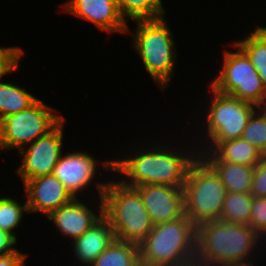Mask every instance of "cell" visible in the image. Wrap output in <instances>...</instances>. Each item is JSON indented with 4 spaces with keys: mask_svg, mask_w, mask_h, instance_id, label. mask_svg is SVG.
I'll return each instance as SVG.
<instances>
[{
    "mask_svg": "<svg viewBox=\"0 0 266 266\" xmlns=\"http://www.w3.org/2000/svg\"><path fill=\"white\" fill-rule=\"evenodd\" d=\"M145 151L127 159L105 161L103 168L122 173L128 180L130 177V182H121L131 188L146 184L183 187L195 157L180 155L166 148Z\"/></svg>",
    "mask_w": 266,
    "mask_h": 266,
    "instance_id": "1",
    "label": "cell"
},
{
    "mask_svg": "<svg viewBox=\"0 0 266 266\" xmlns=\"http://www.w3.org/2000/svg\"><path fill=\"white\" fill-rule=\"evenodd\" d=\"M260 238L250 225L220 219L203 223L197 227L195 260L205 266L248 262Z\"/></svg>",
    "mask_w": 266,
    "mask_h": 266,
    "instance_id": "2",
    "label": "cell"
},
{
    "mask_svg": "<svg viewBox=\"0 0 266 266\" xmlns=\"http://www.w3.org/2000/svg\"><path fill=\"white\" fill-rule=\"evenodd\" d=\"M197 227L183 217L153 225L138 245L141 266H181L196 258Z\"/></svg>",
    "mask_w": 266,
    "mask_h": 266,
    "instance_id": "3",
    "label": "cell"
},
{
    "mask_svg": "<svg viewBox=\"0 0 266 266\" xmlns=\"http://www.w3.org/2000/svg\"><path fill=\"white\" fill-rule=\"evenodd\" d=\"M103 201V216L109 221L115 239L139 245L153 228L140 194L120 182L97 183Z\"/></svg>",
    "mask_w": 266,
    "mask_h": 266,
    "instance_id": "4",
    "label": "cell"
},
{
    "mask_svg": "<svg viewBox=\"0 0 266 266\" xmlns=\"http://www.w3.org/2000/svg\"><path fill=\"white\" fill-rule=\"evenodd\" d=\"M200 156L190 165L183 185L184 213L196 227L221 219L227 194L220 177Z\"/></svg>",
    "mask_w": 266,
    "mask_h": 266,
    "instance_id": "5",
    "label": "cell"
},
{
    "mask_svg": "<svg viewBox=\"0 0 266 266\" xmlns=\"http://www.w3.org/2000/svg\"><path fill=\"white\" fill-rule=\"evenodd\" d=\"M165 19L136 20L133 47L140 55L157 86L166 89L174 70L176 52L173 36Z\"/></svg>",
    "mask_w": 266,
    "mask_h": 266,
    "instance_id": "6",
    "label": "cell"
},
{
    "mask_svg": "<svg viewBox=\"0 0 266 266\" xmlns=\"http://www.w3.org/2000/svg\"><path fill=\"white\" fill-rule=\"evenodd\" d=\"M234 46L238 47L237 52L224 53L221 72L210 86L217 92L254 104L259 109L266 103L261 79L247 54L235 43Z\"/></svg>",
    "mask_w": 266,
    "mask_h": 266,
    "instance_id": "7",
    "label": "cell"
},
{
    "mask_svg": "<svg viewBox=\"0 0 266 266\" xmlns=\"http://www.w3.org/2000/svg\"><path fill=\"white\" fill-rule=\"evenodd\" d=\"M63 119L37 99L27 109L0 120V149L18 148L20 151L25 145L47 135Z\"/></svg>",
    "mask_w": 266,
    "mask_h": 266,
    "instance_id": "8",
    "label": "cell"
},
{
    "mask_svg": "<svg viewBox=\"0 0 266 266\" xmlns=\"http://www.w3.org/2000/svg\"><path fill=\"white\" fill-rule=\"evenodd\" d=\"M214 92L207 113V135L212 142H226L242 137L249 118L258 110L256 105L230 95ZM254 105V106H253Z\"/></svg>",
    "mask_w": 266,
    "mask_h": 266,
    "instance_id": "9",
    "label": "cell"
},
{
    "mask_svg": "<svg viewBox=\"0 0 266 266\" xmlns=\"http://www.w3.org/2000/svg\"><path fill=\"white\" fill-rule=\"evenodd\" d=\"M63 121L65 118L47 135L31 143L27 151L24 149L19 151L23 159L22 164L17 168V173L23 183L32 178L53 174L62 155Z\"/></svg>",
    "mask_w": 266,
    "mask_h": 266,
    "instance_id": "10",
    "label": "cell"
},
{
    "mask_svg": "<svg viewBox=\"0 0 266 266\" xmlns=\"http://www.w3.org/2000/svg\"><path fill=\"white\" fill-rule=\"evenodd\" d=\"M134 189L140 194L153 225L173 221L185 215L183 187L146 184Z\"/></svg>",
    "mask_w": 266,
    "mask_h": 266,
    "instance_id": "11",
    "label": "cell"
},
{
    "mask_svg": "<svg viewBox=\"0 0 266 266\" xmlns=\"http://www.w3.org/2000/svg\"><path fill=\"white\" fill-rule=\"evenodd\" d=\"M24 186L29 212H42L48 216L74 199L53 174L27 180Z\"/></svg>",
    "mask_w": 266,
    "mask_h": 266,
    "instance_id": "12",
    "label": "cell"
},
{
    "mask_svg": "<svg viewBox=\"0 0 266 266\" xmlns=\"http://www.w3.org/2000/svg\"><path fill=\"white\" fill-rule=\"evenodd\" d=\"M65 11L81 17L107 32H128L117 0H69Z\"/></svg>",
    "mask_w": 266,
    "mask_h": 266,
    "instance_id": "13",
    "label": "cell"
},
{
    "mask_svg": "<svg viewBox=\"0 0 266 266\" xmlns=\"http://www.w3.org/2000/svg\"><path fill=\"white\" fill-rule=\"evenodd\" d=\"M97 164L95 158L86 152H74L61 157L56 164L53 175L73 196L88 186L95 176Z\"/></svg>",
    "mask_w": 266,
    "mask_h": 266,
    "instance_id": "14",
    "label": "cell"
},
{
    "mask_svg": "<svg viewBox=\"0 0 266 266\" xmlns=\"http://www.w3.org/2000/svg\"><path fill=\"white\" fill-rule=\"evenodd\" d=\"M100 213L97 216L84 203L74 198L69 204L61 206L58 210L48 215L50 221H54L56 227L65 235L74 240L82 236L103 215V201L100 198Z\"/></svg>",
    "mask_w": 266,
    "mask_h": 266,
    "instance_id": "15",
    "label": "cell"
},
{
    "mask_svg": "<svg viewBox=\"0 0 266 266\" xmlns=\"http://www.w3.org/2000/svg\"><path fill=\"white\" fill-rule=\"evenodd\" d=\"M115 239L109 221L102 215L82 236L74 240V253L80 262L91 265Z\"/></svg>",
    "mask_w": 266,
    "mask_h": 266,
    "instance_id": "16",
    "label": "cell"
},
{
    "mask_svg": "<svg viewBox=\"0 0 266 266\" xmlns=\"http://www.w3.org/2000/svg\"><path fill=\"white\" fill-rule=\"evenodd\" d=\"M212 144L215 150H210L211 154L206 152L208 158L201 157L205 162H230L255 167L264 158L254 145L242 138Z\"/></svg>",
    "mask_w": 266,
    "mask_h": 266,
    "instance_id": "17",
    "label": "cell"
},
{
    "mask_svg": "<svg viewBox=\"0 0 266 266\" xmlns=\"http://www.w3.org/2000/svg\"><path fill=\"white\" fill-rule=\"evenodd\" d=\"M220 177L227 192L251 193L254 167L230 162H206Z\"/></svg>",
    "mask_w": 266,
    "mask_h": 266,
    "instance_id": "18",
    "label": "cell"
},
{
    "mask_svg": "<svg viewBox=\"0 0 266 266\" xmlns=\"http://www.w3.org/2000/svg\"><path fill=\"white\" fill-rule=\"evenodd\" d=\"M90 266H141L136 243L114 239Z\"/></svg>",
    "mask_w": 266,
    "mask_h": 266,
    "instance_id": "19",
    "label": "cell"
},
{
    "mask_svg": "<svg viewBox=\"0 0 266 266\" xmlns=\"http://www.w3.org/2000/svg\"><path fill=\"white\" fill-rule=\"evenodd\" d=\"M35 98L25 89L11 83L0 82V120L31 106Z\"/></svg>",
    "mask_w": 266,
    "mask_h": 266,
    "instance_id": "20",
    "label": "cell"
},
{
    "mask_svg": "<svg viewBox=\"0 0 266 266\" xmlns=\"http://www.w3.org/2000/svg\"><path fill=\"white\" fill-rule=\"evenodd\" d=\"M252 200L253 195L251 193L227 192L220 220L249 225Z\"/></svg>",
    "mask_w": 266,
    "mask_h": 266,
    "instance_id": "21",
    "label": "cell"
},
{
    "mask_svg": "<svg viewBox=\"0 0 266 266\" xmlns=\"http://www.w3.org/2000/svg\"><path fill=\"white\" fill-rule=\"evenodd\" d=\"M235 44L249 57L252 65L258 72L266 93V38L255 29L244 40H239Z\"/></svg>",
    "mask_w": 266,
    "mask_h": 266,
    "instance_id": "22",
    "label": "cell"
},
{
    "mask_svg": "<svg viewBox=\"0 0 266 266\" xmlns=\"http://www.w3.org/2000/svg\"><path fill=\"white\" fill-rule=\"evenodd\" d=\"M119 11L126 20H148L163 17L162 0H117Z\"/></svg>",
    "mask_w": 266,
    "mask_h": 266,
    "instance_id": "23",
    "label": "cell"
},
{
    "mask_svg": "<svg viewBox=\"0 0 266 266\" xmlns=\"http://www.w3.org/2000/svg\"><path fill=\"white\" fill-rule=\"evenodd\" d=\"M241 138L254 145L266 157V113L264 111L261 110V113L255 111L252 114Z\"/></svg>",
    "mask_w": 266,
    "mask_h": 266,
    "instance_id": "24",
    "label": "cell"
},
{
    "mask_svg": "<svg viewBox=\"0 0 266 266\" xmlns=\"http://www.w3.org/2000/svg\"><path fill=\"white\" fill-rule=\"evenodd\" d=\"M23 212L29 213L27 203L19 205L18 201L12 198H0V230L6 231L15 237L12 231L21 222Z\"/></svg>",
    "mask_w": 266,
    "mask_h": 266,
    "instance_id": "25",
    "label": "cell"
},
{
    "mask_svg": "<svg viewBox=\"0 0 266 266\" xmlns=\"http://www.w3.org/2000/svg\"><path fill=\"white\" fill-rule=\"evenodd\" d=\"M249 225L260 236L266 235V197L253 196Z\"/></svg>",
    "mask_w": 266,
    "mask_h": 266,
    "instance_id": "26",
    "label": "cell"
},
{
    "mask_svg": "<svg viewBox=\"0 0 266 266\" xmlns=\"http://www.w3.org/2000/svg\"><path fill=\"white\" fill-rule=\"evenodd\" d=\"M22 55L23 51L19 47H0V77L17 69Z\"/></svg>",
    "mask_w": 266,
    "mask_h": 266,
    "instance_id": "27",
    "label": "cell"
},
{
    "mask_svg": "<svg viewBox=\"0 0 266 266\" xmlns=\"http://www.w3.org/2000/svg\"><path fill=\"white\" fill-rule=\"evenodd\" d=\"M251 194L255 197H266V157L254 167Z\"/></svg>",
    "mask_w": 266,
    "mask_h": 266,
    "instance_id": "28",
    "label": "cell"
},
{
    "mask_svg": "<svg viewBox=\"0 0 266 266\" xmlns=\"http://www.w3.org/2000/svg\"><path fill=\"white\" fill-rule=\"evenodd\" d=\"M17 238L10 233L0 230V256L16 253L18 250L13 248L16 245Z\"/></svg>",
    "mask_w": 266,
    "mask_h": 266,
    "instance_id": "29",
    "label": "cell"
},
{
    "mask_svg": "<svg viewBox=\"0 0 266 266\" xmlns=\"http://www.w3.org/2000/svg\"><path fill=\"white\" fill-rule=\"evenodd\" d=\"M26 255L17 251L9 255L0 256V266H24Z\"/></svg>",
    "mask_w": 266,
    "mask_h": 266,
    "instance_id": "30",
    "label": "cell"
},
{
    "mask_svg": "<svg viewBox=\"0 0 266 266\" xmlns=\"http://www.w3.org/2000/svg\"><path fill=\"white\" fill-rule=\"evenodd\" d=\"M253 262H241V263H228V264H219L215 266H253Z\"/></svg>",
    "mask_w": 266,
    "mask_h": 266,
    "instance_id": "31",
    "label": "cell"
},
{
    "mask_svg": "<svg viewBox=\"0 0 266 266\" xmlns=\"http://www.w3.org/2000/svg\"><path fill=\"white\" fill-rule=\"evenodd\" d=\"M181 266H205V265L200 263V262H198V261H196V260H194V261H192L190 263H187V264L181 265Z\"/></svg>",
    "mask_w": 266,
    "mask_h": 266,
    "instance_id": "32",
    "label": "cell"
},
{
    "mask_svg": "<svg viewBox=\"0 0 266 266\" xmlns=\"http://www.w3.org/2000/svg\"><path fill=\"white\" fill-rule=\"evenodd\" d=\"M256 30L263 36L266 38V27H256Z\"/></svg>",
    "mask_w": 266,
    "mask_h": 266,
    "instance_id": "33",
    "label": "cell"
},
{
    "mask_svg": "<svg viewBox=\"0 0 266 266\" xmlns=\"http://www.w3.org/2000/svg\"><path fill=\"white\" fill-rule=\"evenodd\" d=\"M263 107V108H262ZM261 107V109L266 113V103Z\"/></svg>",
    "mask_w": 266,
    "mask_h": 266,
    "instance_id": "34",
    "label": "cell"
}]
</instances>
